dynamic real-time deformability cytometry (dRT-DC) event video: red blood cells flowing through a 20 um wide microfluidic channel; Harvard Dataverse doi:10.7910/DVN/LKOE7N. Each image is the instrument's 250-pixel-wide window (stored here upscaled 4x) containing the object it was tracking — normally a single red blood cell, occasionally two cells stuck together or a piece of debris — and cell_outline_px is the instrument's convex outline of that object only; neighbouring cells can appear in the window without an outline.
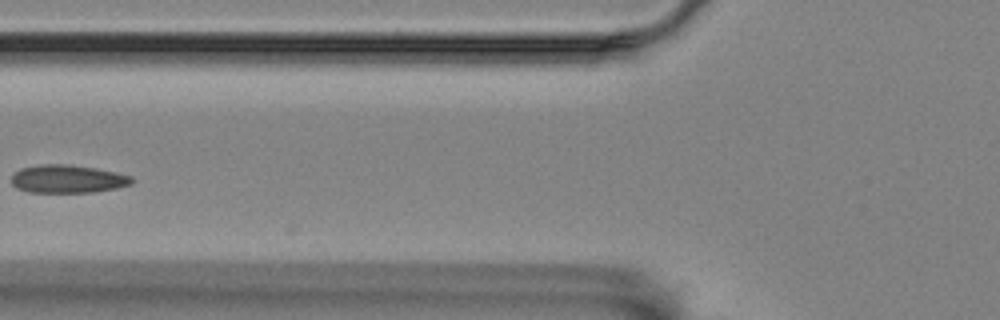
{"species": "Egyptian fruit bat (a non-hibernating species)", "species_latin": "Rousettus aegyptiacus", "temperature_condition": "room temperature", "stored_images_in_passage": 4, "camera_frame_rate_fps": 3000, "um_per_image_px": 0.085, "animal": {"sex": "female"}, "frame": {"image": 1, "passage_image": 3, "time_ms": 0.667, "image_size_px": [1000, 320], "cell_outline_px": [[132, 184], [116, 188], [92, 192], [28, 192], [16, 188], [12, 184], [12, 176], [20, 168], [40, 164], [68, 164], [96, 168], [116, 172], [132, 176]], "centroid_in_image_um": [5.74, 15.2], "position_along_channel_um": 120.1, "area_um2": 19.71}}